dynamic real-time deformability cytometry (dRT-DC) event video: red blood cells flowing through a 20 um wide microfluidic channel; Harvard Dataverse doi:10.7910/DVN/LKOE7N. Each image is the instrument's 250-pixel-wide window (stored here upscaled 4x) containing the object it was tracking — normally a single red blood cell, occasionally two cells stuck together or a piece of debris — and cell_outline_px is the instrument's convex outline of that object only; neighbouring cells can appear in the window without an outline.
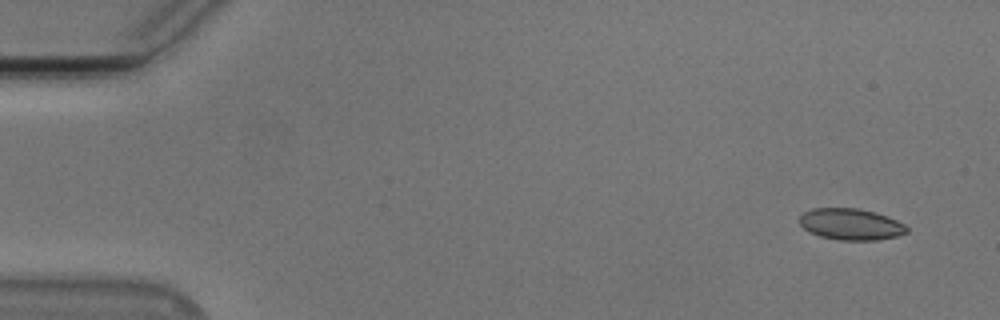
{"species": "Egyptian fruit bat (a non-hibernating species)", "species_latin": "Rousettus aegyptiacus", "temperature_condition": "cold", "stored_images_in_passage": 52, "camera_frame_rate_fps": 3000, "um_per_image_px": 0.085, "animal": {"sex": "male"}, "frame": {"image": 1, "passage_image": 1, "time_ms": 0.0, "image_size_px": [1000, 320], "cell_outline_px": [[908, 232], [896, 236], [876, 240], [840, 240], [820, 236], [808, 232], [800, 224], [800, 216], [804, 212], [812, 208], [856, 208], [876, 212], [888, 216], [904, 224], [908, 228]], "centroid_in_image_um": [72.32, 19.05], "position_along_channel_um": 12.7, "area_um2": 19.65}}
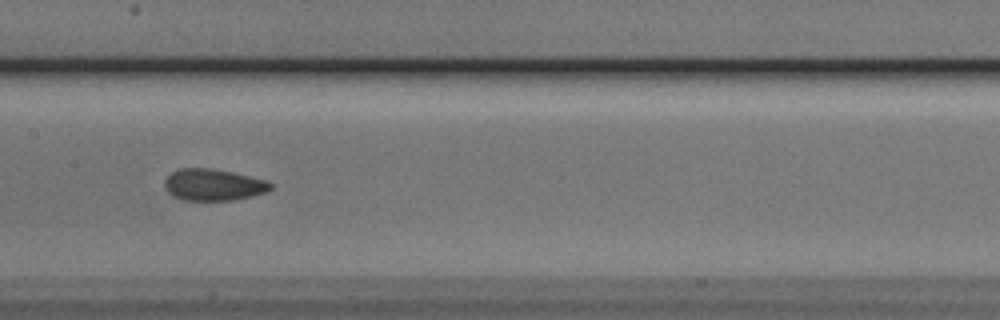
{"frame": {"image": 2, "passage_image": 25, "time_ms": 8.0, "image_size_px": [1000, 320], "cell_outline_px": [[272, 188], [268, 192], [252, 196], [232, 200], [184, 200], [172, 196], [164, 188], [164, 180], [172, 172], [180, 168], [212, 168], [232, 172], [268, 180], [272, 184]], "centroid_in_image_um": [18.14, 15.7], "position_along_channel_um": 189.3, "area_um2": 19.71}}
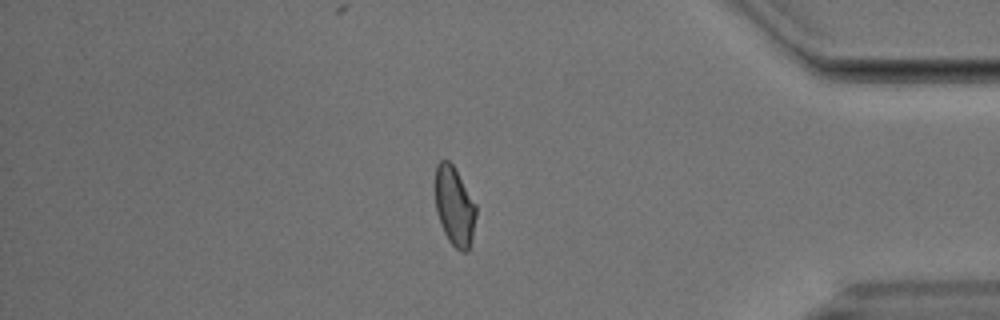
{"frame": {"image": 3, "passage_image": 44, "time_ms": 14.333, "image_size_px": [1000, 320], "cell_outline_px": [[476, 216], [472, 240], [468, 252], [460, 252], [448, 240], [440, 224], [436, 212], [436, 164], [440, 160], [448, 160], [452, 164], [476, 204]], "centroid_in_image_um": [38.64, 17.57], "position_along_channel_um": 396.6, "area_um2": 18.79}, "authors_computed_cell_mechanics": {"area_um2": 19.6231, "velocity_mm_per_s": 3.7634, "shape_relaxation_time_tau1_ms": 5.6796, "shape_relaxation_time_tau2_ms": 1.6166, "deformation_change_tau1": 0.1256, "deformation_change_tau2": 0.0686}}